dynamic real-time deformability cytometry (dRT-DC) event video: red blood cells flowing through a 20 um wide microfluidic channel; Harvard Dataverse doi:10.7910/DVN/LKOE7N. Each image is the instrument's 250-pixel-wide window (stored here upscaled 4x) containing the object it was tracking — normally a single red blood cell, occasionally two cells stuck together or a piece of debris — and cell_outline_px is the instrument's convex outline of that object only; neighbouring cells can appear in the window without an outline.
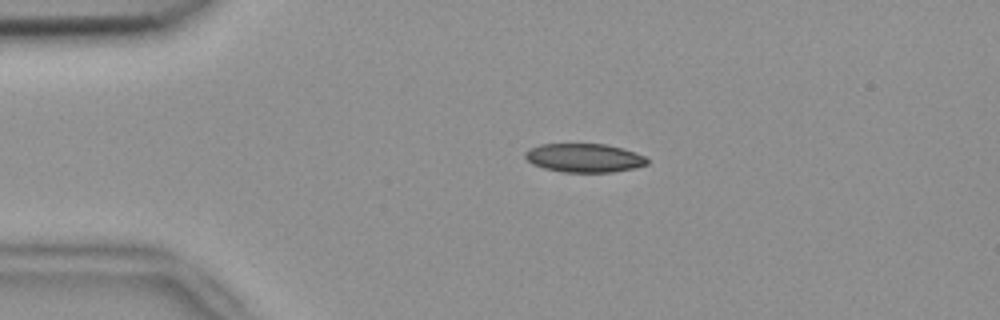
{"species": "common noctule bat (a hibernating species)", "species_latin": "Nyctalus noctula", "temperature_condition": "room temperature", "stored_images_in_passage": 44, "camera_frame_rate_fps": 3000, "um_per_image_px": 0.085, "animal": {"sex": "female", "body_mass_g": 18.4}, "frame": {"image": 1, "passage_image": 9, "time_ms": 2.667, "image_size_px": [1000, 320], "cell_outline_px": [[648, 164], [636, 168], [612, 172], [564, 172], [544, 168], [532, 164], [524, 156], [524, 152], [528, 148], [540, 144], [604, 144], [624, 148], [636, 152], [644, 156], [648, 160]], "centroid_in_image_um": [49.66, 13.42], "position_along_channel_um": 35.3, "area_um2": 20.58}}
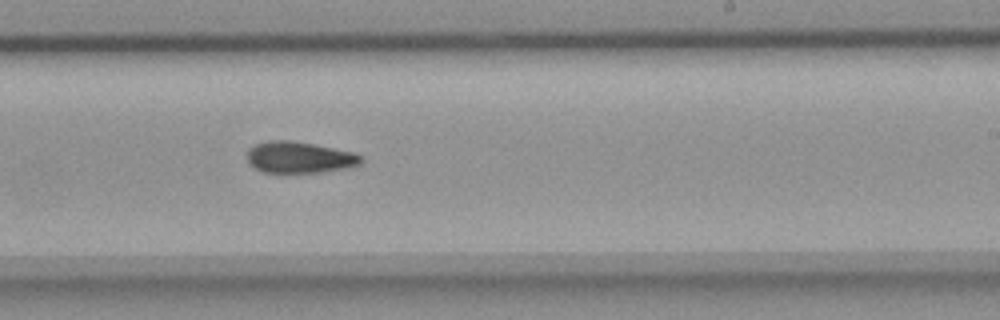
{"frame": {"image": 2, "passage_image": 30, "time_ms": 9.667, "image_size_px": [1000, 320], "cell_outline_px": [[364, 160], [360, 164], [352, 168], [324, 172], [264, 172], [248, 164], [248, 148], [256, 144], [268, 140], [292, 140], [356, 152], [364, 156]], "centroid_in_image_um": [25.53, 13.37], "position_along_channel_um": 263.5, "area_um2": 21.21}}
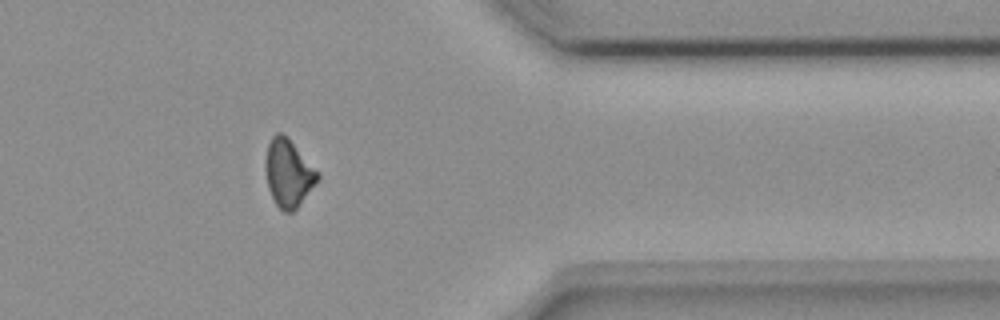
{"frame": {"image": 3, "passage_image": 41, "time_ms": 13.333, "image_size_px": [1000, 320], "cell_outline_px": [[320, 176], [300, 204], [292, 212], [284, 212], [276, 204], [268, 188], [268, 144], [272, 136], [276, 132], [280, 132], [320, 172]], "centroid_in_image_um": [24.55, 14.76], "position_along_channel_um": 386.8, "area_um2": 19.42}}